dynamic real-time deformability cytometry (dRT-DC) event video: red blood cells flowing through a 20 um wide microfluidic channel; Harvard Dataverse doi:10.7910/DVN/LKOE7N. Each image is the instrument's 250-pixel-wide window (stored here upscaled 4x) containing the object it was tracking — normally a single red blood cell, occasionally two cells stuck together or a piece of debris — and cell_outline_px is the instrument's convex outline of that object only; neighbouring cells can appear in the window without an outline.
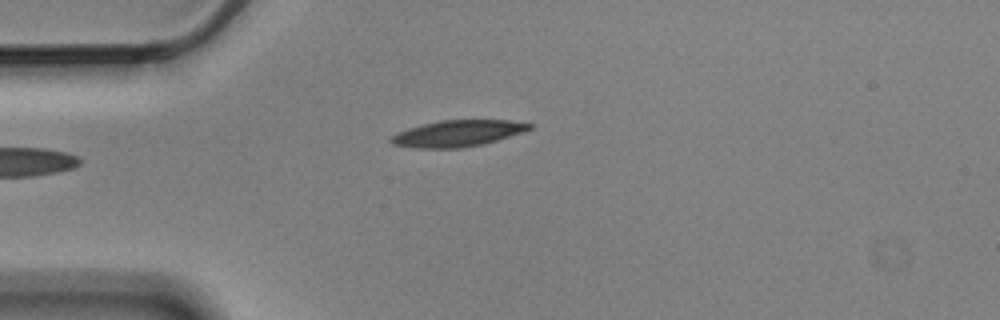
{"species": "Egyptian fruit bat (a non-hibernating species)", "species_latin": "Rousettus aegyptiacus", "temperature_condition": "cold", "stored_images_in_passage": 5, "camera_frame_rate_fps": 3000, "um_per_image_px": 0.085, "animal": {"sex": "male"}, "frame": {"image": 1, "passage_image": 5, "time_ms": 1.333, "image_size_px": [1000, 320], "cell_outline_px": [[532, 128], [524, 132], [496, 140], [480, 144], [460, 148], [416, 148], [392, 144], [388, 140], [388, 136], [408, 128], [440, 120], [508, 120], [532, 124]], "centroid_in_image_um": [38.85, 11.34], "position_along_channel_um": 46.1, "area_um2": 21.15}}